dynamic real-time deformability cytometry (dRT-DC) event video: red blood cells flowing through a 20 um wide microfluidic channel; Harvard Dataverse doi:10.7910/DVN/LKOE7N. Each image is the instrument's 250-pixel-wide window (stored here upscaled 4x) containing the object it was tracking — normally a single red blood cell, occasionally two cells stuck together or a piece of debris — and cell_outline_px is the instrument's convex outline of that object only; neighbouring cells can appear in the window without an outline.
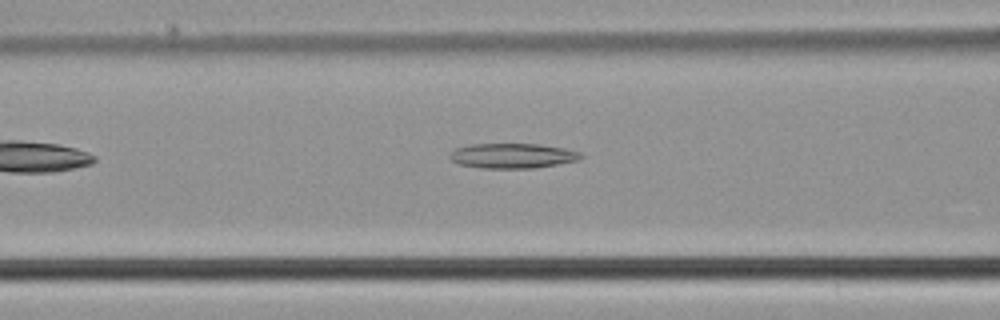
{"species": "common noctule bat (a hibernating species)", "species_latin": "Nyctalus noctula", "temperature_condition": "cold", "stored_images_in_passage": 34, "camera_frame_rate_fps": 3000, "um_per_image_px": 0.085, "animal": {"sex": "male", "body_mass_g": 21.5, "forearm_length_mm": 52.0}, "frame": {"image": 1, "passage_image": 5, "time_ms": 1.333, "image_size_px": [1000, 320], "cell_outline_px": [[584, 156], [580, 160], [536, 168], [480, 168], [456, 164], [448, 156], [456, 148], [472, 144], [540, 144], [564, 148], [584, 152]], "centroid_in_image_um": [43.61, 13.24], "position_along_channel_um": 123.0, "area_um2": 19.31}}
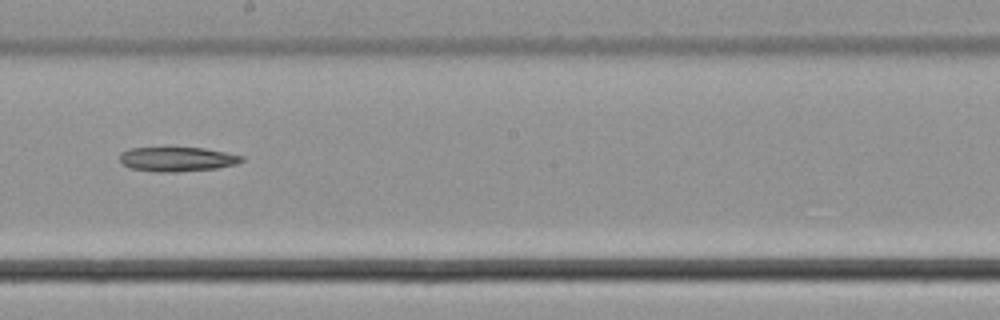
{"frame": {"image": 2, "passage_image": 13, "time_ms": 4.0, "image_size_px": [1000, 320], "cell_outline_px": [[244, 160], [236, 164], [216, 168], [176, 172], [156, 172], [128, 168], [120, 160], [120, 152], [128, 148], [204, 148], [244, 156]], "centroid_in_image_um": [15.03, 13.53], "position_along_channel_um": 233.2, "area_um2": 17.34}}
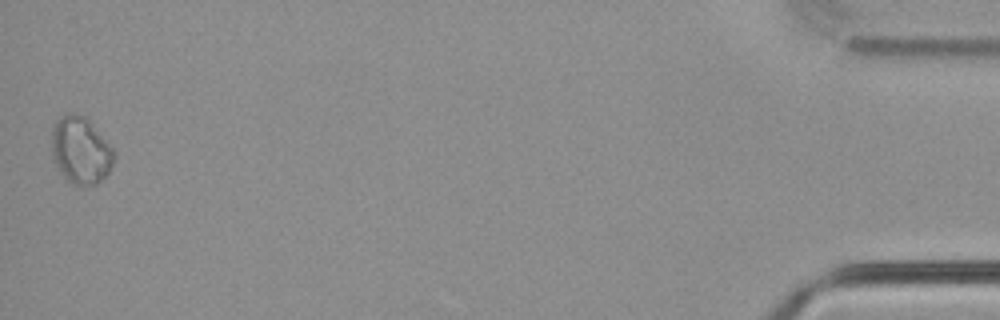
{"frame": {"image": 3, "passage_image": 34, "time_ms": 11.0, "image_size_px": [1000, 320], "cell_outline_px": [[116, 160], [108, 172], [96, 184], [72, 184], [64, 176], [52, 160], [52, 128], [56, 120], [60, 116], [68, 112], [76, 112], [84, 116], [88, 120], [112, 148], [116, 156]], "centroid_in_image_um": [6.84, 12.75], "position_along_channel_um": 428.4, "area_um2": 24.22}}